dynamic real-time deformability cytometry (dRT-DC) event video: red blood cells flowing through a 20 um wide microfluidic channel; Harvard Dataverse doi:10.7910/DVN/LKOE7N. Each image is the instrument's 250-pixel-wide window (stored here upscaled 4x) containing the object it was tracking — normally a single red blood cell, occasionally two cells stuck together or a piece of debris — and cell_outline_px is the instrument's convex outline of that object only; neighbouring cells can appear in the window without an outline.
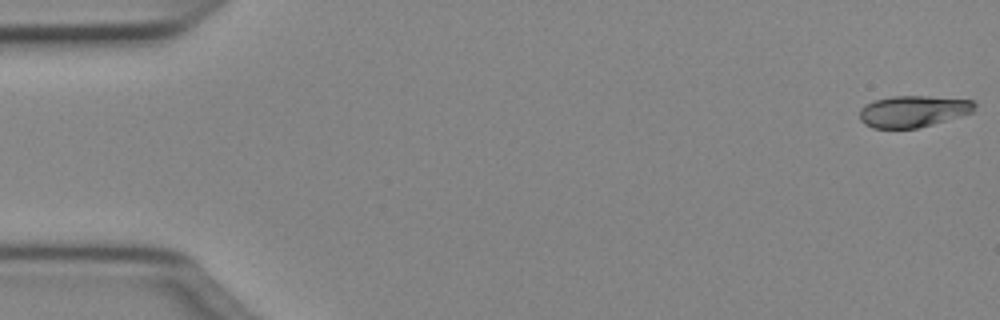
{"species": "Egyptian fruit bat (a non-hibernating species)", "species_latin": "Rousettus aegyptiacus", "temperature_condition": "cold", "stored_images_in_passage": 50, "camera_frame_rate_fps": 3000, "um_per_image_px": 0.085, "animal": {"sex": "female"}, "frame": {"image": 1, "passage_image": 1, "time_ms": 0.0, "image_size_px": [1000, 320], "cell_outline_px": [[976, 104], [972, 112], [960, 116], [932, 124], [916, 128], [872, 128], [864, 124], [860, 120], [860, 108], [864, 104], [876, 100], [892, 96], [928, 96], [976, 100]], "centroid_in_image_um": [77.61, 9.45], "position_along_channel_um": 7.4, "area_um2": 21.15}}
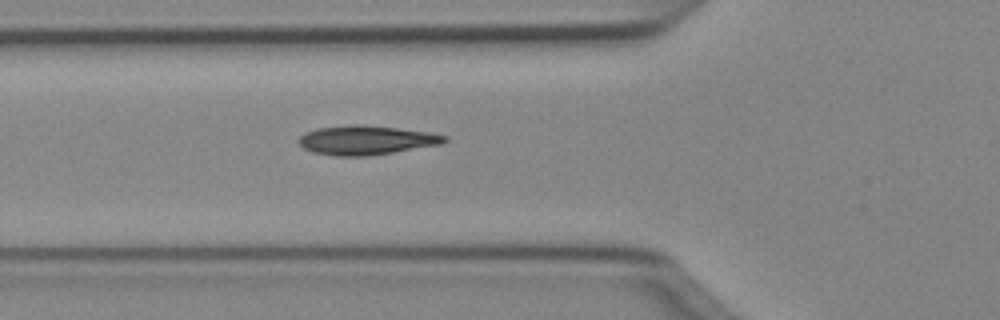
{"frame": {"image": 2, "passage_image": 18, "time_ms": 5.667, "image_size_px": [1000, 320], "cell_outline_px": [[448, 140], [444, 144], [368, 156], [336, 156], [312, 152], [304, 148], [296, 140], [304, 132], [316, 128], [352, 124], [360, 124], [396, 128], [428, 132], [448, 136]], "centroid_in_image_um": [31.12, 11.91], "position_along_channel_um": 94.7, "area_um2": 24.97}}
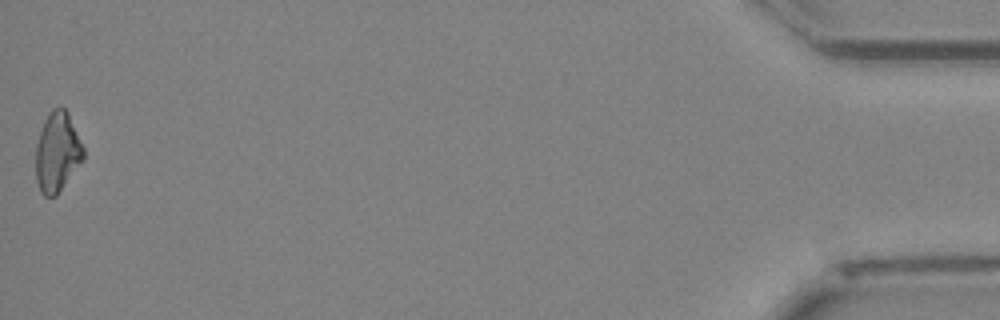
{"frame": {"image": 3, "passage_image": 50, "time_ms": 16.333, "image_size_px": [1000, 320], "cell_outline_px": [[84, 160], [56, 196], [44, 196], [40, 192], [36, 180], [36, 144], [44, 120], [48, 112], [52, 108], [60, 104], [68, 112], [84, 148]], "centroid_in_image_um": [4.87, 12.91], "position_along_channel_um": 430.3, "area_um2": 22.43}, "authors_computed_cell_mechanics": {"area_um2": 23.0333, "velocity_mm_per_s": 4.0439, "shape_relaxation_time_tau1_ms": 9.0495, "shape_relaxation_time_tau2_ms": 3.0746, "deformation_change_tau1": 0.2027, "deformation_change_tau2": 0.097}}